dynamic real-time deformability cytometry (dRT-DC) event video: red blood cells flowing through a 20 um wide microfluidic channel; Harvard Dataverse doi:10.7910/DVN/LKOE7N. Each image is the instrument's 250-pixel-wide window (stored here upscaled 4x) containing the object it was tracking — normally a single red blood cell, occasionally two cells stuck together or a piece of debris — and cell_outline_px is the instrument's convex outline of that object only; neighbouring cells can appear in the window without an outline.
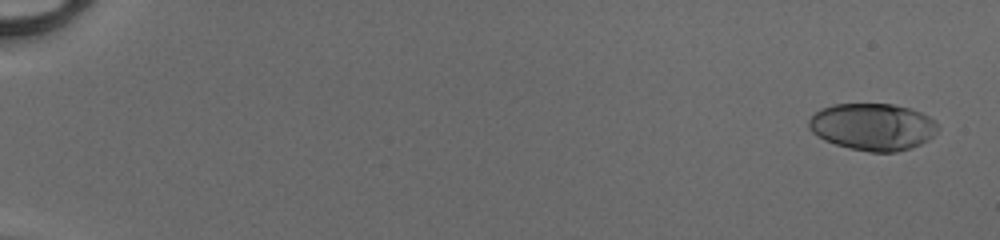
{"species": "human", "species_latin": "Homo sapiens", "temperature_condition": "cold", "stored_images_in_passage": 52, "camera_frame_rate_fps": 3000, "um_per_image_px": 0.085, "donor": {"sex": "male"}, "frame": {"image": 1, "passage_image": 3, "time_ms": 0.667, "image_size_px": [1000, 240], "cell_outline_px": [[940, 128], [928, 140], [912, 148], [896, 152], [868, 152], [848, 148], [824, 140], [812, 132], [808, 128], [808, 120], [820, 108], [832, 104], [892, 104], [908, 108], [920, 112], [936, 120]], "centroid_in_image_um": [74.18, 10.78], "position_along_channel_um": 10.8, "area_um2": 35.6}}
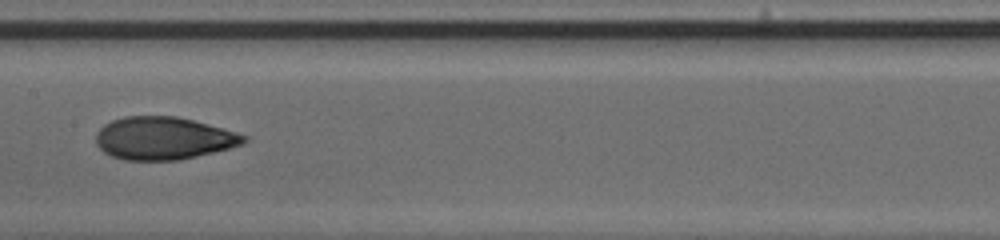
{"frame": {"image": 2, "passage_image": 30, "time_ms": 9.667, "image_size_px": [1000, 240], "cell_outline_px": [[248, 140], [244, 144], [180, 160], [124, 160], [112, 156], [104, 152], [96, 144], [96, 132], [104, 124], [112, 120], [124, 116], [176, 116], [224, 128], [248, 136]], "centroid_in_image_um": [13.89, 11.75], "position_along_channel_um": 193.5, "area_um2": 36.82}}
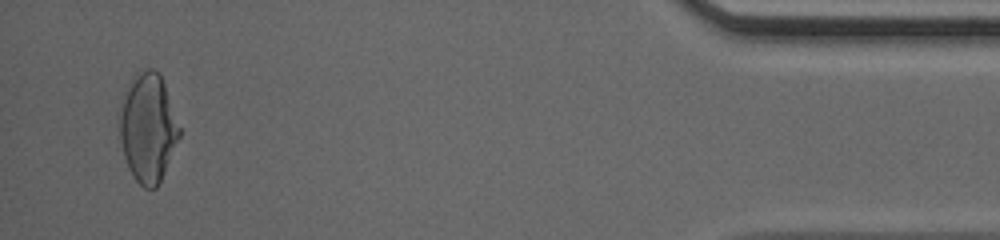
{"frame": {"image": 3, "passage_image": 51, "time_ms": 16.667, "image_size_px": [1000, 240], "cell_outline_px": [[180, 136], [160, 180], [156, 188], [144, 188], [132, 176], [128, 168], [124, 156], [120, 140], [120, 108], [132, 76], [136, 72], [148, 68], [152, 68], [160, 72], [180, 128]], "centroid_in_image_um": [12.57, 10.84], "position_along_channel_um": 422.6, "area_um2": 37.51}, "authors_computed_cell_mechanics": {"area_um2": 35.9805, "velocity_mm_per_s": 4.1655, "shape_relaxation_time_tau1_ms": 5.3438, "shape_relaxation_time_tau2_ms": 1.5435, "deformation_change_tau1": 0.2194, "deformation_change_tau2": 0.0685}}